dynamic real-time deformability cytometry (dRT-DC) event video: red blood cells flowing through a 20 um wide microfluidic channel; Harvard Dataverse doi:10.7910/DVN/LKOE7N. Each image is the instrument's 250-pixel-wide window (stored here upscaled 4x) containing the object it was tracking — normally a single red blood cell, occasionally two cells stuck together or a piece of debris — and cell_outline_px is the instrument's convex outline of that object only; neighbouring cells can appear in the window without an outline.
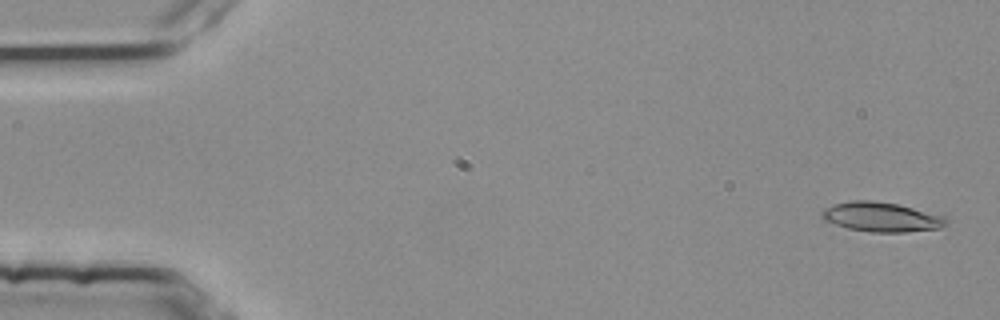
{"species": "common noctule bat (a hibernating species)", "species_latin": "Nyctalus noctula", "temperature_condition": "room temperature", "stored_images_in_passage": 5, "segment_of_instrument_passage": [1, 2], "camera_frame_rate_fps": 3000, "um_per_image_px": 0.085, "animal": {"sex": "female", "body_mass_g": 25.1}, "frame": {"image": 1, "passage_image": 1, "time_ms": 0.0, "image_size_px": [1000, 320], "cell_outline_px": [[948, 224], [940, 228], [904, 232], [872, 232], [848, 228], [824, 220], [820, 216], [820, 212], [824, 208], [836, 204], [852, 200], [872, 200], [896, 204], [944, 216], [948, 220]], "centroid_in_image_um": [74.91, 18.44], "position_along_channel_um": 10.1, "area_um2": 21.21}}
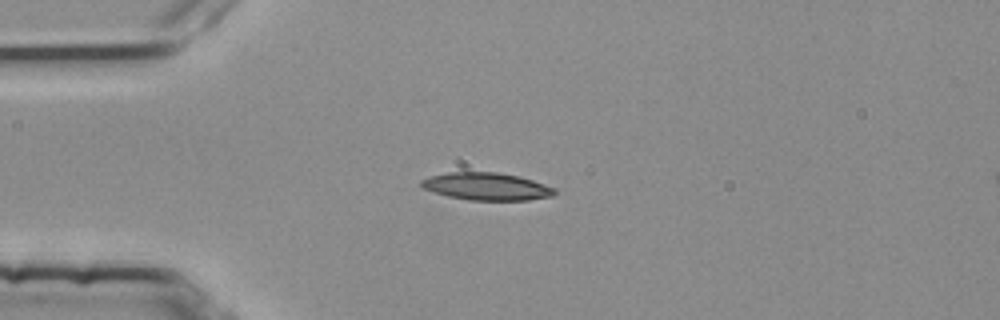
{"frame": {"image": 2, "passage_image": 4, "time_ms": 1.0, "image_size_px": [1000, 320], "cell_outline_px": [[556, 192], [552, 196], [528, 200], [472, 200], [448, 196], [424, 188], [420, 184], [420, 180], [428, 176], [448, 172], [496, 172], [520, 176], [556, 188]], "centroid_in_image_um": [41.37, 15.84], "position_along_channel_um": 43.6, "area_um2": 21.27}}